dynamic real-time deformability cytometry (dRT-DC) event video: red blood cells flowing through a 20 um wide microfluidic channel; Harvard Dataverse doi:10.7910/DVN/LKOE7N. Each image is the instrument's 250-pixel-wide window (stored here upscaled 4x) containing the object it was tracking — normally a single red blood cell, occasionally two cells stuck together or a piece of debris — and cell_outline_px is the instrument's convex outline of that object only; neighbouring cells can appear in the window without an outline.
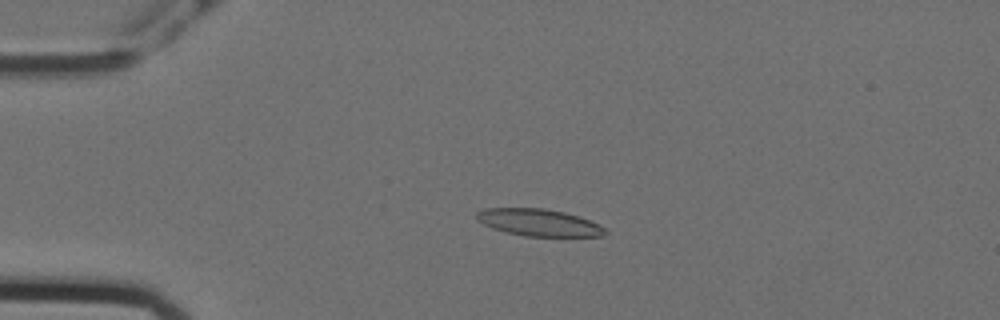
{"species": "Egyptian fruit bat (a non-hibernating species)", "species_latin": "Rousettus aegyptiacus", "temperature_condition": "cold", "stored_images_in_passage": 56, "camera_frame_rate_fps": 3000, "um_per_image_px": 0.085, "animal": {"sex": "female"}, "frame": {"image": 1, "passage_image": 12, "time_ms": 3.667, "image_size_px": [1000, 320], "cell_outline_px": [[608, 232], [604, 236], [524, 236], [504, 232], [492, 228], [476, 220], [476, 212], [484, 208], [544, 208], [564, 212], [600, 224]], "centroid_in_image_um": [45.77, 18.91], "position_along_channel_um": 39.2, "area_um2": 20.29}}
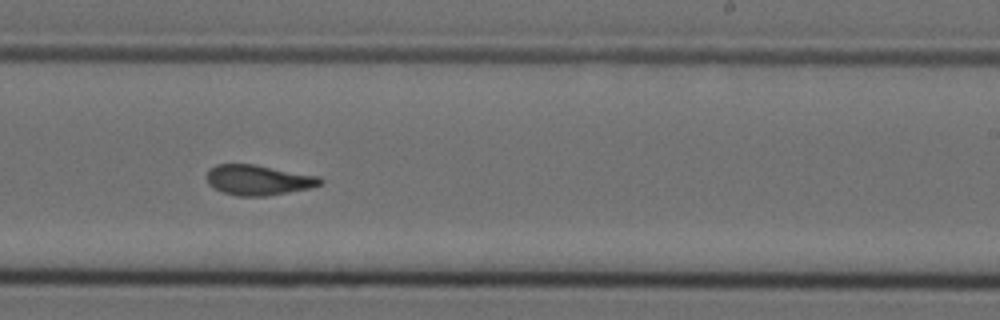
{"frame": {"image": 2, "passage_image": 34, "time_ms": 11.0, "image_size_px": [1000, 320], "cell_outline_px": [[324, 180], [320, 184], [308, 188], [288, 192], [264, 196], [236, 196], [224, 192], [208, 184], [208, 168], [216, 164], [252, 164], [320, 176]], "centroid_in_image_um": [21.95, 15.29], "position_along_channel_um": 267.0, "area_um2": 19.77}}
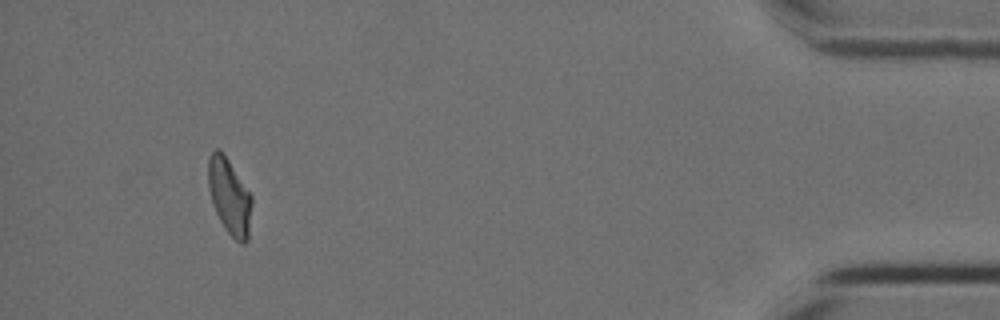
{"frame": {"image": 3, "passage_image": 52, "time_ms": 17.0, "image_size_px": [1000, 320], "cell_outline_px": [[252, 204], [248, 240], [244, 244], [240, 244], [224, 228], [212, 204], [208, 184], [208, 156], [216, 148], [228, 160], [252, 196]], "centroid_in_image_um": [19.51, 16.74], "position_along_channel_um": 415.7, "area_um2": 19.07}, "authors_computed_cell_mechanics": {"area_um2": 20.3745, "velocity_mm_per_s": 3.5587, "shape_relaxation_time_tau1_ms": null, "shape_relaxation_time_tau2_ms": 2.2178, "deformation_change_tau1": null, "deformation_change_tau2": 0.1073}}